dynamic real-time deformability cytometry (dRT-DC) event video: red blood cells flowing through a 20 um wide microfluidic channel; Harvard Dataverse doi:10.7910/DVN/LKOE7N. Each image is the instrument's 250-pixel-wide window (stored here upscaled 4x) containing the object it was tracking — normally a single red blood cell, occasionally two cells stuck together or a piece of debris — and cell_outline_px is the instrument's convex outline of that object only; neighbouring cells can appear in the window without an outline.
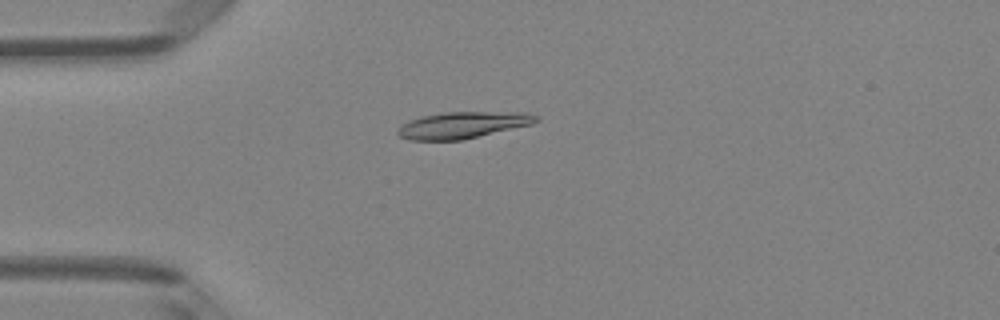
{"species": "Egyptian fruit bat (a non-hibernating species)", "species_latin": "Rousettus aegyptiacus", "temperature_condition": "room temperature", "stored_images_in_passage": 2, "camera_frame_rate_fps": 3000, "um_per_image_px": 0.085, "animal": {"sex": "female"}, "frame": {"image": 1, "passage_image": 2, "time_ms": 1.0, "image_size_px": [1000, 320], "cell_outline_px": [[540, 120], [532, 124], [460, 140], [408, 140], [400, 136], [396, 132], [408, 120], [420, 116], [444, 112], [524, 112], [540, 116]], "centroid_in_image_um": [39.34, 10.62], "position_along_channel_um": 45.7, "area_um2": 21.33}}